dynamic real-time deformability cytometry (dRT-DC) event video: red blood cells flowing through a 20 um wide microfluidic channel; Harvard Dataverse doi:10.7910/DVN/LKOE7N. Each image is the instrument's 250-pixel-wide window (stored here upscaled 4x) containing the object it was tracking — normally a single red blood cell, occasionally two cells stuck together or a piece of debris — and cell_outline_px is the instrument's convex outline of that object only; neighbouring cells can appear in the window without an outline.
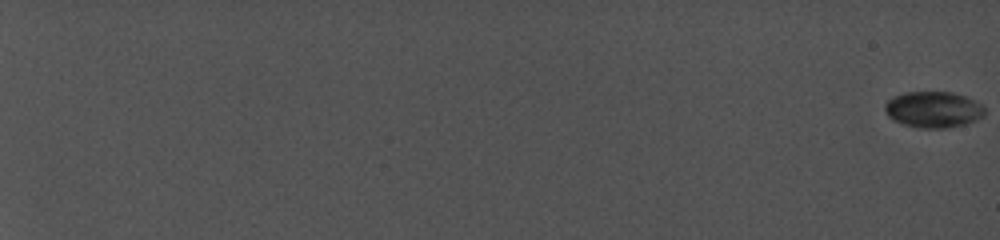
{"species": "common noctule bat (a hibernating species)", "species_latin": "Nyctalus noctula", "temperature_condition": "cold", "stored_images_in_passage": 14, "camera_frame_rate_fps": 5000, "um_per_image_px": 0.085, "animal": {"sex": "female", "body_mass_g": 19.0, "forearm_length_mm": 56.7}, "frame": {"image": 1, "passage_image": 1, "time_ms": 0.0, "image_size_px": [1000, 240], "cell_outline_px": [[984, 116], [976, 120], [964, 124], [944, 128], [924, 128], [904, 124], [892, 120], [888, 116], [884, 108], [884, 104], [892, 96], [904, 92], [952, 92], [964, 96], [980, 104], [984, 108]], "centroid_in_image_um": [79.29, 9.3], "position_along_channel_um": 5.7, "area_um2": 20.92}}
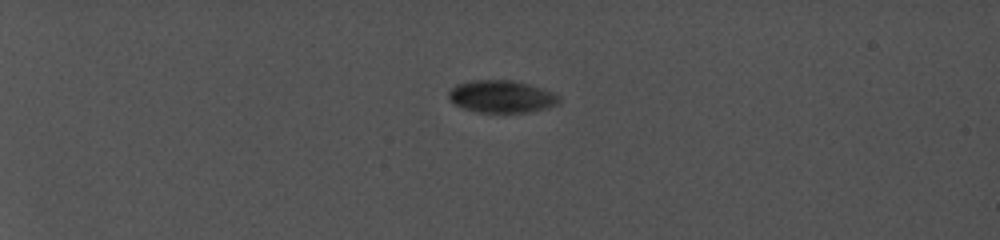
{"frame": {"image": 2, "passage_image": 10, "time_ms": 6.6, "image_size_px": [1000, 240], "cell_outline_px": [[560, 100], [556, 104], [544, 108], [528, 112], [476, 112], [464, 108], [448, 100], [448, 92], [456, 84], [468, 80], [512, 80], [544, 88], [560, 96]], "centroid_in_image_um": [42.6, 8.19], "position_along_channel_um": 42.4, "area_um2": 20.81}}
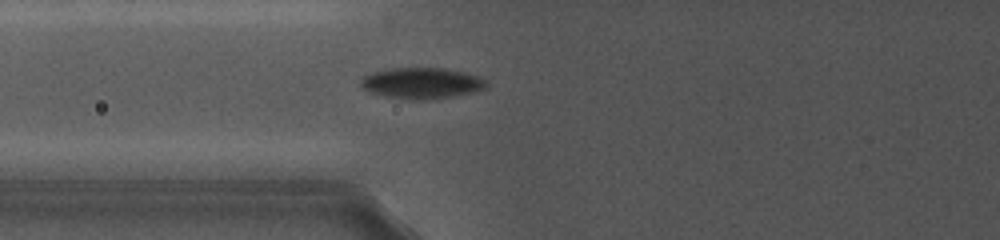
{"frame": {"image": 3, "passage_image": 14, "time_ms": 10.4, "image_size_px": [1000, 240], "cell_outline_px": [[488, 84], [484, 88], [476, 92], [456, 96], [424, 100], [400, 100], [368, 92], [360, 88], [360, 76], [384, 68], [444, 68], [464, 72], [480, 76], [488, 80]], "centroid_in_image_um": [35.8, 7.08], "position_along_channel_um": 90.0, "area_um2": 23.52}}